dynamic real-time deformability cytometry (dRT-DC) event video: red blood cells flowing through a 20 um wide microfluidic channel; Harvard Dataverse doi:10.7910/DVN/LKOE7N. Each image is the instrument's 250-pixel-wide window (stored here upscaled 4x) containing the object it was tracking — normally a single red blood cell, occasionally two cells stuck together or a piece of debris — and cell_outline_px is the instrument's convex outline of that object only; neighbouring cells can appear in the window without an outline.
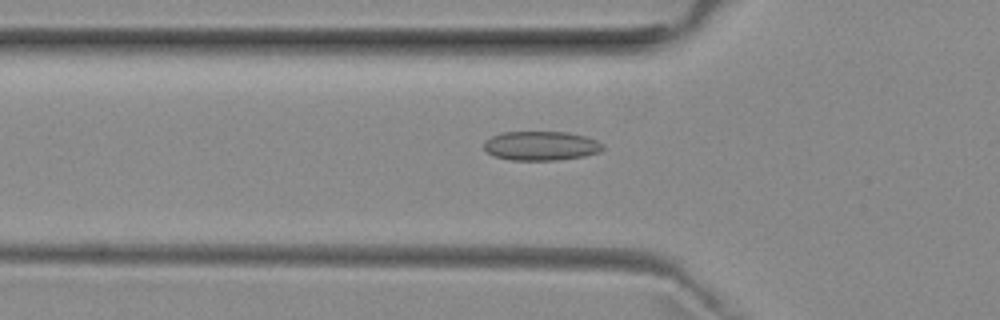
{"species": "common noctule bat (a hibernating species)", "species_latin": "Nyctalus noctula", "temperature_condition": "room temperature", "stored_images_in_passage": 44, "camera_frame_rate_fps": 3000, "um_per_image_px": 0.085, "animal": {"sex": "female", "body_mass_g": 29.2, "forearm_length_mm": 56.3}, "frame": {"image": 1, "passage_image": 9, "time_ms": 2.667, "image_size_px": [1000, 320], "cell_outline_px": [[604, 148], [600, 152], [584, 156], [556, 160], [512, 160], [492, 156], [484, 148], [484, 140], [492, 136], [504, 132], [568, 132], [584, 136], [596, 140], [604, 144]], "centroid_in_image_um": [45.99, 12.39], "position_along_channel_um": 79.8, "area_um2": 20.29}}
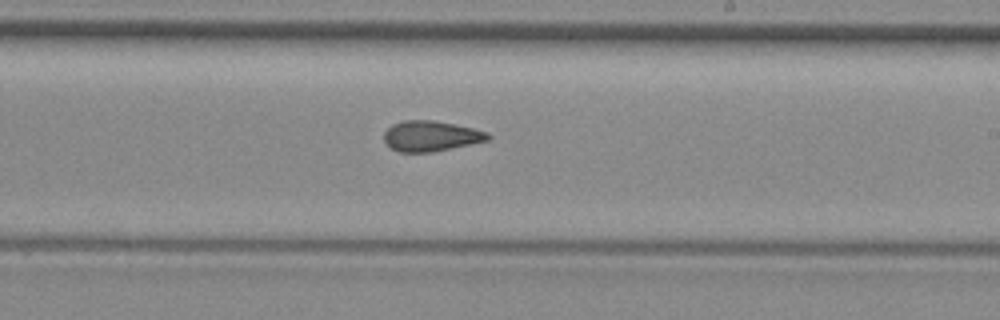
{"frame": {"image": 2, "passage_image": 22, "time_ms": 7.0, "image_size_px": [1000, 320], "cell_outline_px": [[492, 136], [488, 140], [432, 152], [400, 152], [392, 148], [384, 140], [384, 132], [392, 124], [404, 120], [432, 120], [472, 128], [488, 132]], "centroid_in_image_um": [36.61, 11.56], "position_along_channel_um": 252.4, "area_um2": 18.21}}
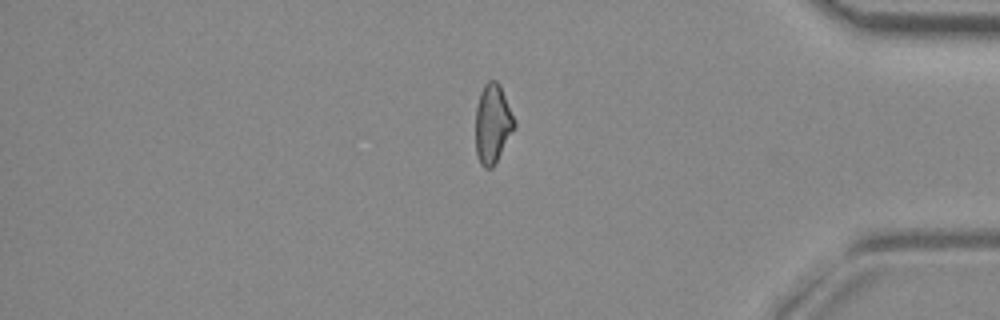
{"frame": {"image": 3, "passage_image": 35, "time_ms": 11.333, "image_size_px": [1000, 320], "cell_outline_px": [[516, 124], [492, 168], [484, 168], [480, 164], [476, 152], [476, 108], [480, 92], [484, 84], [488, 80], [496, 80], [500, 84]], "centroid_in_image_um": [41.85, 10.49], "position_along_channel_um": 393.4, "area_um2": 17.57}, "authors_computed_cell_mechanics": {"area_um2": 18.5249, "velocity_mm_per_s": 3.9712, "shape_relaxation_time_tau1_ms": null, "shape_relaxation_time_tau2_ms": 2.1902, "deformation_change_tau1": null, "deformation_change_tau2": 0.08}}